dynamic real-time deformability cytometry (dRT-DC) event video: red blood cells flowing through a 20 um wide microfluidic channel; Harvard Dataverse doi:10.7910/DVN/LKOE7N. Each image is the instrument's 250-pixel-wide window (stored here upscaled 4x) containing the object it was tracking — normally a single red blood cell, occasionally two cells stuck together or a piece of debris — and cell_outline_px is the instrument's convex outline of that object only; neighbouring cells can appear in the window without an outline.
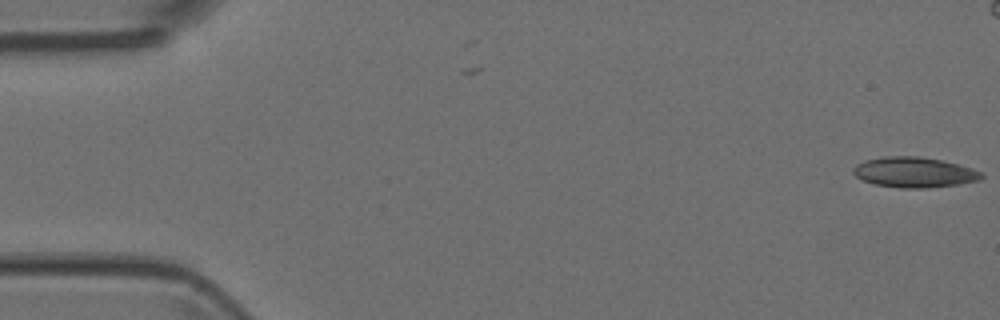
{"species": "Egyptian fruit bat (a non-hibernating species)", "species_latin": "Rousettus aegyptiacus", "temperature_condition": "room temperature", "stored_images_in_passage": 2, "camera_frame_rate_fps": 3000, "um_per_image_px": 0.085, "animal": {"sex": "female"}, "frame": {"image": 1, "passage_image": 2, "time_ms": 0.333, "image_size_px": [1000, 320], "cell_outline_px": [[984, 176], [980, 180], [960, 184], [924, 188], [900, 188], [876, 184], [864, 180], [856, 176], [852, 172], [852, 168], [856, 164], [864, 160], [884, 156], [920, 156], [940, 160], [972, 168], [980, 172]], "centroid_in_image_um": [77.69, 14.64], "position_along_channel_um": 7.3, "area_um2": 22.6}}